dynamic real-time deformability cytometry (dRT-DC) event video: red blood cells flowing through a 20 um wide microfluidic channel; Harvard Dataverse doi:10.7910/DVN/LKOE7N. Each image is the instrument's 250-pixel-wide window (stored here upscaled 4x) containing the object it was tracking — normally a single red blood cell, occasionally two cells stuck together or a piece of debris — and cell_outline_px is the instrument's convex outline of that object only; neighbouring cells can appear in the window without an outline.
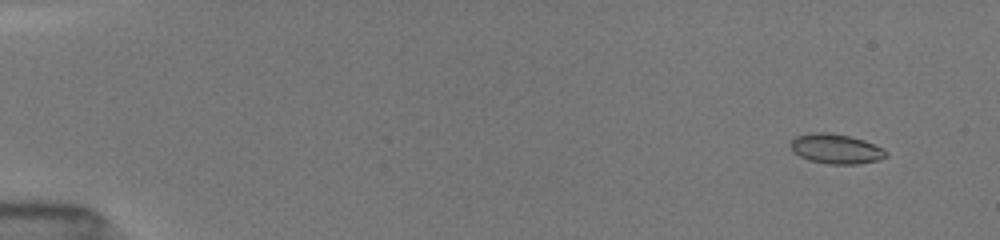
{"species": "common noctule bat (a hibernating species)", "species_latin": "Nyctalus noctula", "temperature_condition": "room temperature", "stored_images_in_passage": 34, "camera_frame_rate_fps": 3000, "um_per_image_px": 0.085, "animal": {"sex": "female", "body_mass_g": 19.5, "forearm_length_mm": 54.1}, "frame": {"image": 1, "passage_image": 2, "time_ms": 1.0, "image_size_px": [1000, 240], "cell_outline_px": [[888, 156], [880, 160], [856, 164], [828, 164], [808, 160], [792, 152], [788, 144], [796, 136], [808, 132], [828, 132], [848, 136], [864, 140], [888, 152]], "centroid_in_image_um": [71.0, 12.65], "position_along_channel_um": 14.0, "area_um2": 16.7}}
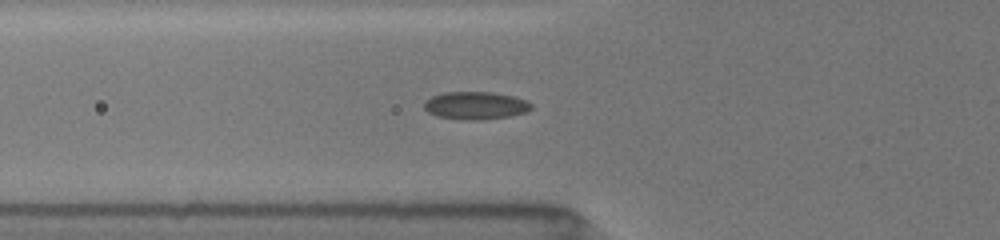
{"frame": {"image": 2, "passage_image": 14, "time_ms": 6.333, "image_size_px": [1000, 240], "cell_outline_px": [[532, 108], [528, 112], [508, 116], [480, 120], [464, 120], [436, 116], [428, 112], [424, 108], [424, 100], [432, 96], [444, 92], [492, 92], [512, 96], [524, 100], [532, 104]], "centroid_in_image_um": [40.39, 8.97], "position_along_channel_um": 85.4, "area_um2": 17.34}}
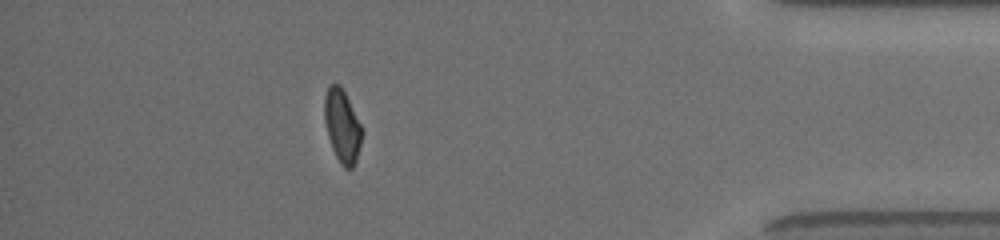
{"frame": {"image": 3, "passage_image": 30, "time_ms": 15.333, "image_size_px": [1000, 240], "cell_outline_px": [[364, 132], [356, 160], [352, 168], [344, 168], [340, 164], [332, 148], [328, 136], [324, 120], [324, 96], [328, 84], [340, 84]], "centroid_in_image_um": [29.07, 10.71], "position_along_channel_um": 406.1, "area_um2": 15.9}, "authors_computed_cell_mechanics": {"area_um2": 16.5308, "velocity_mm_per_s": 3.9884, "shape_relaxation_time_tau1_ms": 4.5112, "shape_relaxation_time_tau2_ms": 1.7251, "deformation_change_tau1": 0.1061, "deformation_change_tau2": 0.0458}}